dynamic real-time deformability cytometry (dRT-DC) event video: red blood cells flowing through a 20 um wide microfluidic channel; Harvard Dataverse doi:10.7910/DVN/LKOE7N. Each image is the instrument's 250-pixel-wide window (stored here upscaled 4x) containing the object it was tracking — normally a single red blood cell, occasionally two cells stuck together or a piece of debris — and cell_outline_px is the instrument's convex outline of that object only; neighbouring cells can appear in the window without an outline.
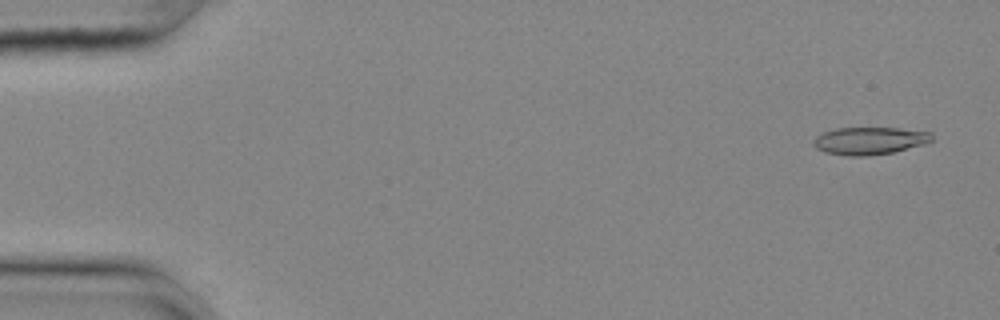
{"species": "common noctule bat (a hibernating species)", "species_latin": "Nyctalus noctula", "temperature_condition": "cold", "stored_images_in_passage": 56, "camera_frame_rate_fps": 3000, "um_per_image_px": 0.085, "animal": {"sex": "female", "body_mass_g": 25.1}, "frame": {"image": 1, "passage_image": 3, "time_ms": 0.667, "image_size_px": [1000, 320], "cell_outline_px": [[932, 140], [924, 144], [892, 152], [868, 156], [848, 156], [824, 152], [816, 148], [812, 140], [816, 136], [824, 132], [836, 128], [896, 128], [932, 132]], "centroid_in_image_um": [73.89, 11.96], "position_along_channel_um": 11.1, "area_um2": 18.9}}
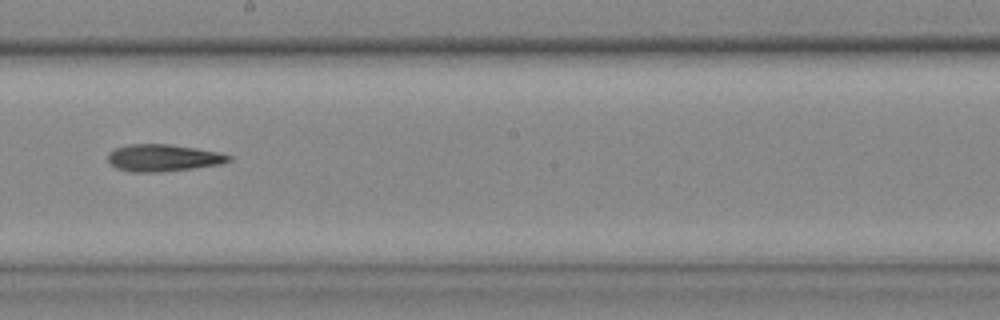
{"frame": {"image": 2, "passage_image": 32, "time_ms": 10.333, "image_size_px": [1000, 320], "cell_outline_px": [[232, 160], [220, 164], [192, 168], [156, 172], [132, 172], [116, 168], [108, 160], [108, 152], [116, 148], [128, 144], [168, 144], [196, 148], [220, 152], [232, 156]], "centroid_in_image_um": [13.87, 13.41], "position_along_channel_um": 234.3, "area_um2": 18.96}}
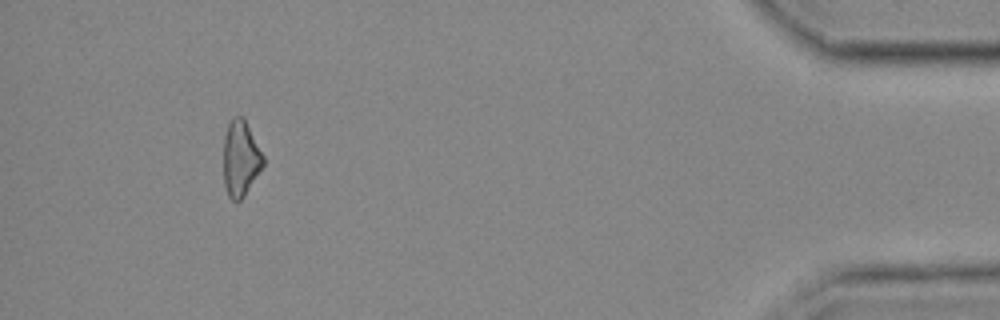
{"frame": {"image": 3, "passage_image": 52, "time_ms": 17.0, "image_size_px": [1000, 320], "cell_outline_px": [[264, 164], [244, 196], [240, 200], [232, 200], [228, 196], [224, 184], [224, 136], [228, 124], [232, 116], [244, 116], [264, 156]], "centroid_in_image_um": [20.45, 13.43], "position_along_channel_um": 414.7, "area_um2": 17.57}}